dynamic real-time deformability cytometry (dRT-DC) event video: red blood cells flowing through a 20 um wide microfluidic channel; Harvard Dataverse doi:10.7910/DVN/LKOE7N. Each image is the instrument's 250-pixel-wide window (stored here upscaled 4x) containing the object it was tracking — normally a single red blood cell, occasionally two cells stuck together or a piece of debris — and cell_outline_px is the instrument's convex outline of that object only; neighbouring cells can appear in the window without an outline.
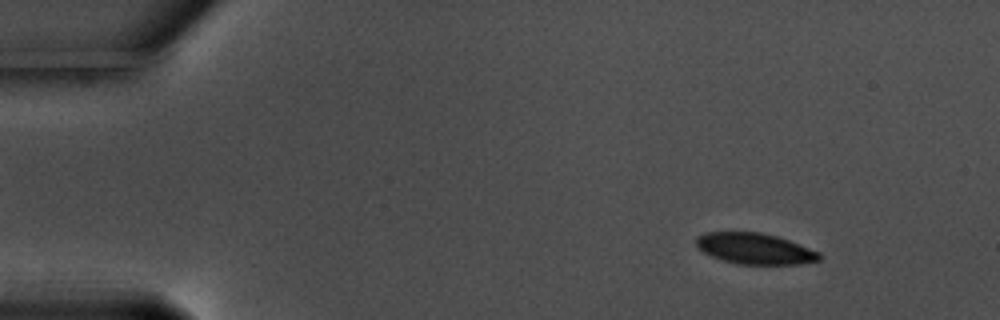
{"species": "common noctule bat (a hibernating species)", "species_latin": "Nyctalus noctula", "temperature_condition": "warm", "stored_images_in_passage": 22, "camera_frame_rate_fps": 3000, "um_per_image_px": 0.085, "animal": {"sex": "male", "body_mass_g": 17.5, "forearm_length_mm": 52.3}, "frame": {"image": 1, "passage_image": 7, "time_ms": 2.0, "image_size_px": [1000, 320], "cell_outline_px": [[824, 256], [820, 260], [800, 264], [740, 264], [724, 260], [712, 256], [704, 252], [696, 244], [696, 236], [704, 232], [760, 232], [776, 236], [788, 240], [820, 252]], "centroid_in_image_um": [64.19, 21.13], "position_along_channel_um": 20.8, "area_um2": 22.14}}
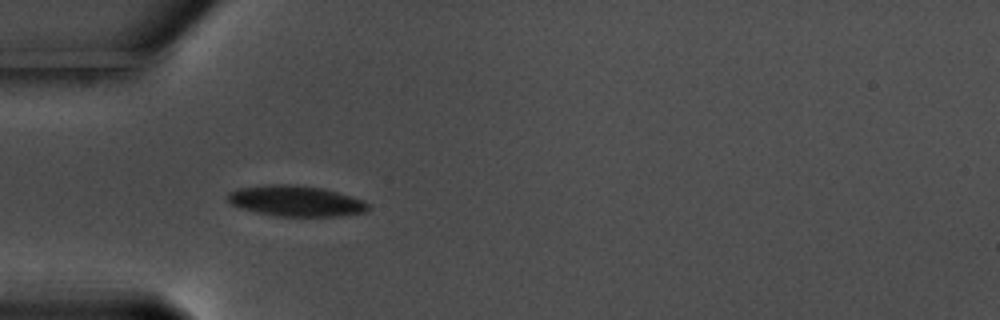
{"frame": {"image": 2, "passage_image": 18, "time_ms": 5.667, "image_size_px": [1000, 320], "cell_outline_px": [[368, 208], [364, 212], [332, 216], [276, 216], [256, 212], [232, 204], [228, 200], [228, 192], [240, 188], [268, 184], [296, 184], [324, 188], [364, 200], [368, 204]], "centroid_in_image_um": [25.14, 17.07], "position_along_channel_um": 59.9, "area_um2": 24.91}}
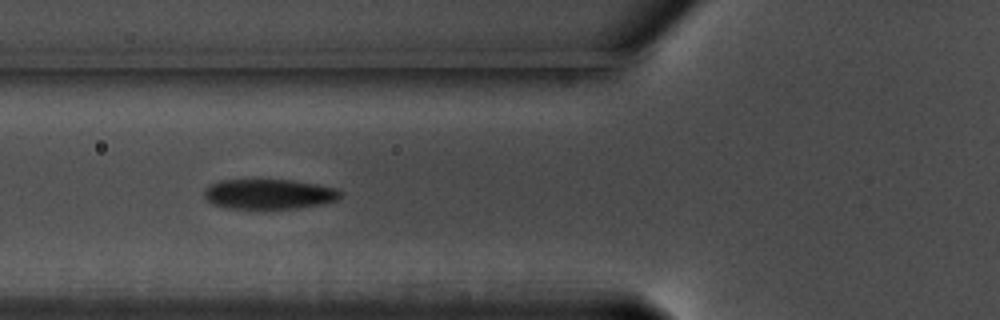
{"frame": {"image": 3, "passage_image": 22, "time_ms": 7.0, "image_size_px": [1000, 320], "cell_outline_px": [[344, 192], [340, 200], [324, 204], [296, 208], [260, 212], [228, 208], [212, 204], [204, 196], [204, 188], [220, 180], [296, 180], [336, 188]], "centroid_in_image_um": [22.9, 16.54], "position_along_channel_um": 102.9, "area_um2": 24.97}}